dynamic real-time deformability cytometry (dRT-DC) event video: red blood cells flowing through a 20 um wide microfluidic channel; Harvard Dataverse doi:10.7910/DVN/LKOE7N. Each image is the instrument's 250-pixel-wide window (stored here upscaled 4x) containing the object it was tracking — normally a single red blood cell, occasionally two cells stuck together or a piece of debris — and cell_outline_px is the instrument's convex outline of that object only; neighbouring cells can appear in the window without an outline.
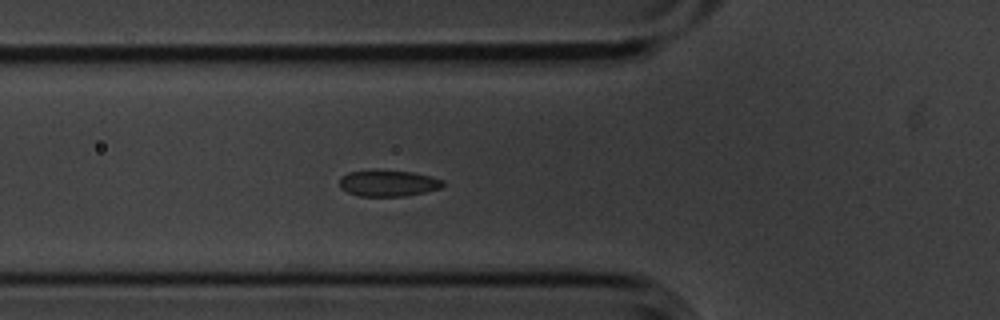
{"species": "common noctule bat (a hibernating species)", "species_latin": "Nyctalus noctula", "temperature_condition": "cold", "stored_images_in_passage": 6, "segment_of_instrument_passage": [1, 2], "camera_frame_rate_fps": 3000, "um_per_image_px": 0.085, "animal": {"sex": "male", "body_mass_g": 20.1, "forearm_length_mm": 53.5}, "frame": {"image": 1, "passage_image": 5, "time_ms": 1.333, "image_size_px": [1000, 320], "cell_outline_px": [[444, 184], [440, 188], [424, 192], [404, 196], [360, 196], [348, 192], [340, 188], [340, 176], [348, 172], [376, 168], [412, 172], [444, 180]], "centroid_in_image_um": [32.94, 15.54], "position_along_channel_um": 92.9, "area_um2": 16.13}}